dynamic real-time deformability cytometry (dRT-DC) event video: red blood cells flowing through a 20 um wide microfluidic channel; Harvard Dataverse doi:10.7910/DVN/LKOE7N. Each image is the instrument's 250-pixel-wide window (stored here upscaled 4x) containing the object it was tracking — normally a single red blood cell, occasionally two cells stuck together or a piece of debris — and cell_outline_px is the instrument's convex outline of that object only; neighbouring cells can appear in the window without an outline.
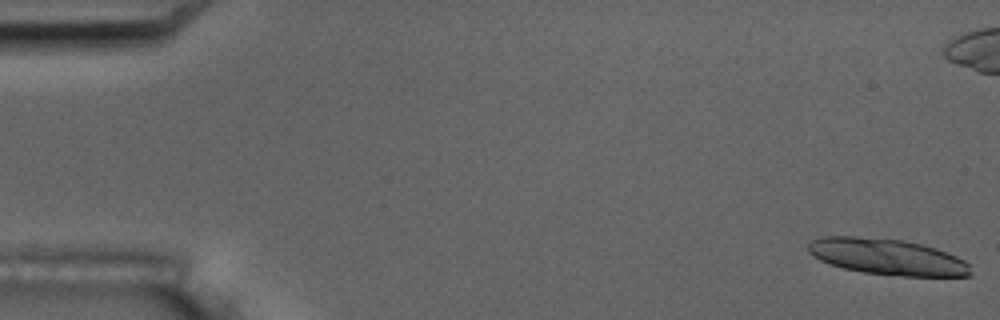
{"species": "common noctule bat (a hibernating species)", "species_latin": "Nyctalus noctula", "temperature_condition": "room temperature", "stored_images_in_passage": 7, "camera_frame_rate_fps": 3000, "um_per_image_px": 0.085, "animal": {"sex": "male", "body_mass_g": 17.5, "forearm_length_mm": 52.3}, "frame": {"image": 1, "passage_image": 1, "time_ms": 0.0, "image_size_px": [1000, 320], "cell_outline_px": [[972, 276], [904, 276], [864, 272], [844, 268], [820, 260], [812, 256], [808, 252], [808, 244], [812, 240], [820, 236], [856, 236], [904, 240], [936, 248], [956, 256], [964, 260], [968, 264], [972, 272]], "centroid_in_image_um": [75.41, 21.82], "position_along_channel_um": 9.6, "area_um2": 34.1}}